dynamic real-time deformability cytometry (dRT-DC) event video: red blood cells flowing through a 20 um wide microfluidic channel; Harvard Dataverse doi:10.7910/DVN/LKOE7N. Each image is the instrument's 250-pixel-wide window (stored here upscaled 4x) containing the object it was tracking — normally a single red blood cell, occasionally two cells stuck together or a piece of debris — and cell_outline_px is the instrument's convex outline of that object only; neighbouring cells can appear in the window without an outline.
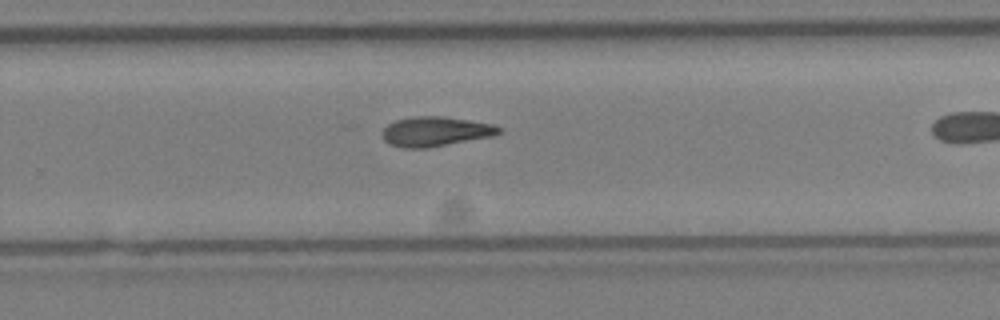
{"species": "Egyptian fruit bat (a non-hibernating species)", "species_latin": "Rousettus aegyptiacus", "temperature_condition": "cold", "stored_images_in_passage": 22, "camera_frame_rate_fps": 3000, "um_per_image_px": 0.085, "animal": {"sex": "female"}, "frame": {"image": 1, "passage_image": 16, "time_ms": 5.0, "image_size_px": [1000, 320], "cell_outline_px": [[500, 132], [492, 136], [428, 148], [400, 148], [388, 144], [384, 140], [384, 128], [388, 124], [396, 120], [412, 116], [444, 116], [492, 124], [500, 128]], "centroid_in_image_um": [36.98, 11.18], "position_along_channel_um": 292.8, "area_um2": 20.06}}